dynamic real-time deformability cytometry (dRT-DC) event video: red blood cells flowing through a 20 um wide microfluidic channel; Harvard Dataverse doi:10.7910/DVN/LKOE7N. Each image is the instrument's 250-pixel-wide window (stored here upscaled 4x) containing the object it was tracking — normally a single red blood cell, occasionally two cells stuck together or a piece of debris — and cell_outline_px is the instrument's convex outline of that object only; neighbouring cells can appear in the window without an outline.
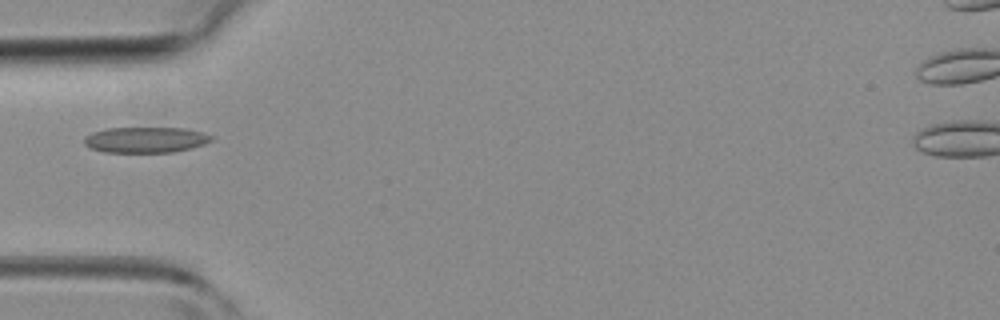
{"species": "common noctule bat (a hibernating species)", "species_latin": "Nyctalus noctula", "temperature_condition": "room temperature", "stored_images_in_passage": 32, "camera_frame_rate_fps": 3000, "um_per_image_px": 0.085, "animal": {"sex": "female", "body_mass_g": 19.3, "forearm_length_mm": 54.1}, "frame": {"image": 1, "passage_image": 1, "time_ms": 0.0, "image_size_px": [1000, 320], "cell_outline_px": [[212, 140], [204, 144], [172, 152], [104, 152], [92, 148], [84, 144], [84, 136], [92, 132], [108, 128], [184, 128], [200, 132], [212, 136]], "centroid_in_image_um": [12.33, 11.88], "position_along_channel_um": 72.7, "area_um2": 18.84}}
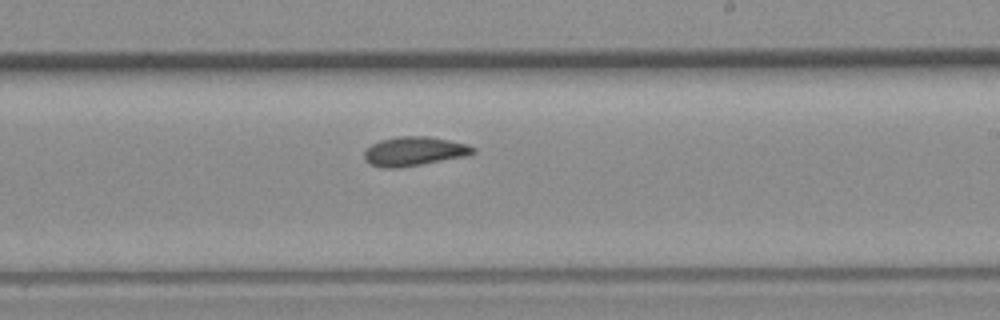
{"frame": {"image": 2, "passage_image": 13, "time_ms": 4.0, "image_size_px": [1000, 320], "cell_outline_px": [[476, 152], [464, 156], [420, 164], [396, 168], [384, 168], [372, 164], [364, 160], [364, 152], [372, 144], [380, 140], [400, 136], [428, 136], [468, 144], [476, 148]], "centroid_in_image_um": [35.2, 12.85], "position_along_channel_um": 253.8, "area_um2": 18.21}}
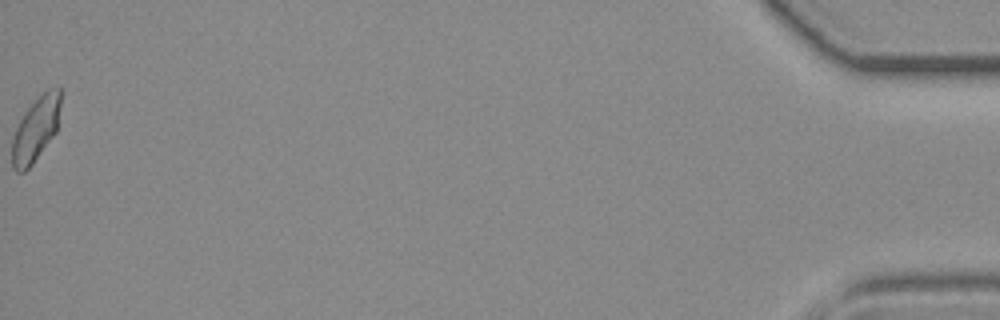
{"frame": {"image": 3, "passage_image": 32, "time_ms": 10.333, "image_size_px": [1000, 320], "cell_outline_px": [[60, 104], [56, 132], [32, 164], [24, 172], [16, 172], [12, 168], [12, 136], [24, 112], [48, 88], [60, 88]], "centroid_in_image_um": [3.01, 11.01], "position_along_channel_um": 432.2, "area_um2": 17.92}}